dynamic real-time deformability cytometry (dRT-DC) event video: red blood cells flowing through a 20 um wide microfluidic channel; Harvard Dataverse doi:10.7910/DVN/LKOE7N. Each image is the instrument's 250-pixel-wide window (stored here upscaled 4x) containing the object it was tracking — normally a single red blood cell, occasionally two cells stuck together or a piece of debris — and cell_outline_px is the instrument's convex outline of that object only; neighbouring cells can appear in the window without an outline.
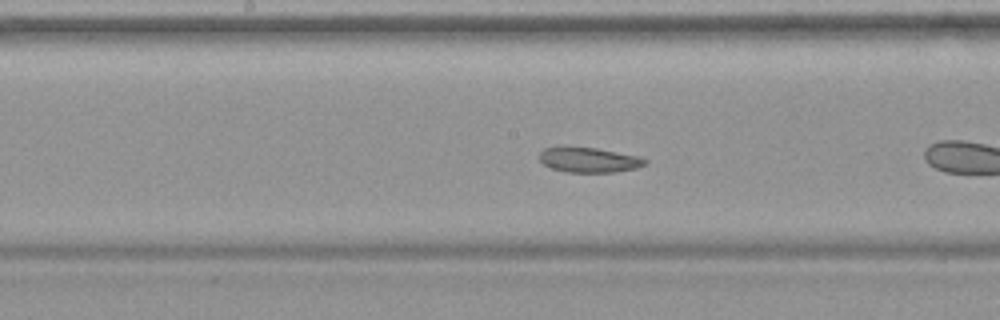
{"species": "common noctule bat (a hibernating species)", "species_latin": "Nyctalus noctula", "temperature_condition": "warm", "stored_images_in_passage": 36, "camera_frame_rate_fps": 3000, "um_per_image_px": 0.085, "animal": {"sex": "female", "body_mass_g": 19.9}, "frame": {"image": 1, "passage_image": 11, "time_ms": 3.333, "image_size_px": [1000, 320], "cell_outline_px": [[648, 164], [636, 168], [616, 172], [568, 172], [552, 168], [544, 164], [540, 160], [540, 152], [544, 148], [596, 148], [640, 156], [648, 160]], "centroid_in_image_um": [50.14, 13.61], "position_along_channel_um": 198.1, "area_um2": 15.14}}